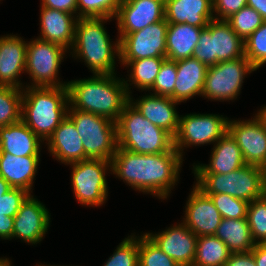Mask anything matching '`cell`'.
<instances>
[{
  "label": "cell",
  "mask_w": 266,
  "mask_h": 266,
  "mask_svg": "<svg viewBox=\"0 0 266 266\" xmlns=\"http://www.w3.org/2000/svg\"><path fill=\"white\" fill-rule=\"evenodd\" d=\"M183 161L177 151L146 155L117 147L111 173L135 191L165 200L179 183Z\"/></svg>",
  "instance_id": "cell-1"
},
{
  "label": "cell",
  "mask_w": 266,
  "mask_h": 266,
  "mask_svg": "<svg viewBox=\"0 0 266 266\" xmlns=\"http://www.w3.org/2000/svg\"><path fill=\"white\" fill-rule=\"evenodd\" d=\"M68 109L97 114L117 122L129 102L124 78L116 74H93L67 83Z\"/></svg>",
  "instance_id": "cell-2"
},
{
  "label": "cell",
  "mask_w": 266,
  "mask_h": 266,
  "mask_svg": "<svg viewBox=\"0 0 266 266\" xmlns=\"http://www.w3.org/2000/svg\"><path fill=\"white\" fill-rule=\"evenodd\" d=\"M114 18H78L70 55L85 62L92 74H116L120 57L119 38L111 41L104 24ZM113 42V43H112ZM117 57V58H116Z\"/></svg>",
  "instance_id": "cell-3"
},
{
  "label": "cell",
  "mask_w": 266,
  "mask_h": 266,
  "mask_svg": "<svg viewBox=\"0 0 266 266\" xmlns=\"http://www.w3.org/2000/svg\"><path fill=\"white\" fill-rule=\"evenodd\" d=\"M22 121L44 142L67 116V87L23 89Z\"/></svg>",
  "instance_id": "cell-4"
},
{
  "label": "cell",
  "mask_w": 266,
  "mask_h": 266,
  "mask_svg": "<svg viewBox=\"0 0 266 266\" xmlns=\"http://www.w3.org/2000/svg\"><path fill=\"white\" fill-rule=\"evenodd\" d=\"M116 123L118 148L146 155L177 151L174 137L151 123L130 102L125 105Z\"/></svg>",
  "instance_id": "cell-5"
},
{
  "label": "cell",
  "mask_w": 266,
  "mask_h": 266,
  "mask_svg": "<svg viewBox=\"0 0 266 266\" xmlns=\"http://www.w3.org/2000/svg\"><path fill=\"white\" fill-rule=\"evenodd\" d=\"M194 183L205 194H227L251 202L266 193L262 167L248 165L227 174H194Z\"/></svg>",
  "instance_id": "cell-6"
},
{
  "label": "cell",
  "mask_w": 266,
  "mask_h": 266,
  "mask_svg": "<svg viewBox=\"0 0 266 266\" xmlns=\"http://www.w3.org/2000/svg\"><path fill=\"white\" fill-rule=\"evenodd\" d=\"M67 117L74 123L82 138L86 159L112 161L116 153L117 123L97 114L68 109Z\"/></svg>",
  "instance_id": "cell-7"
},
{
  "label": "cell",
  "mask_w": 266,
  "mask_h": 266,
  "mask_svg": "<svg viewBox=\"0 0 266 266\" xmlns=\"http://www.w3.org/2000/svg\"><path fill=\"white\" fill-rule=\"evenodd\" d=\"M245 56L244 40L226 20L213 19L203 28L193 57L207 67Z\"/></svg>",
  "instance_id": "cell-8"
},
{
  "label": "cell",
  "mask_w": 266,
  "mask_h": 266,
  "mask_svg": "<svg viewBox=\"0 0 266 266\" xmlns=\"http://www.w3.org/2000/svg\"><path fill=\"white\" fill-rule=\"evenodd\" d=\"M66 52L63 46L40 38L28 41L25 72L31 79L27 87H67L68 82L60 81L58 73Z\"/></svg>",
  "instance_id": "cell-9"
},
{
  "label": "cell",
  "mask_w": 266,
  "mask_h": 266,
  "mask_svg": "<svg viewBox=\"0 0 266 266\" xmlns=\"http://www.w3.org/2000/svg\"><path fill=\"white\" fill-rule=\"evenodd\" d=\"M74 197L81 205L98 207L108 199L106 174L112 164L104 159H86L69 164Z\"/></svg>",
  "instance_id": "cell-10"
},
{
  "label": "cell",
  "mask_w": 266,
  "mask_h": 266,
  "mask_svg": "<svg viewBox=\"0 0 266 266\" xmlns=\"http://www.w3.org/2000/svg\"><path fill=\"white\" fill-rule=\"evenodd\" d=\"M254 71L256 69L245 56L209 66L201 96L211 101L236 100L240 95L243 80Z\"/></svg>",
  "instance_id": "cell-11"
},
{
  "label": "cell",
  "mask_w": 266,
  "mask_h": 266,
  "mask_svg": "<svg viewBox=\"0 0 266 266\" xmlns=\"http://www.w3.org/2000/svg\"><path fill=\"white\" fill-rule=\"evenodd\" d=\"M228 121L229 118L219 114L180 115L178 130L174 136L175 149L183 157L185 148L215 144L228 132Z\"/></svg>",
  "instance_id": "cell-12"
},
{
  "label": "cell",
  "mask_w": 266,
  "mask_h": 266,
  "mask_svg": "<svg viewBox=\"0 0 266 266\" xmlns=\"http://www.w3.org/2000/svg\"><path fill=\"white\" fill-rule=\"evenodd\" d=\"M165 19L142 30L126 34L120 40L119 60H137L149 57H166Z\"/></svg>",
  "instance_id": "cell-13"
},
{
  "label": "cell",
  "mask_w": 266,
  "mask_h": 266,
  "mask_svg": "<svg viewBox=\"0 0 266 266\" xmlns=\"http://www.w3.org/2000/svg\"><path fill=\"white\" fill-rule=\"evenodd\" d=\"M115 18L120 40L165 19V0H122Z\"/></svg>",
  "instance_id": "cell-14"
},
{
  "label": "cell",
  "mask_w": 266,
  "mask_h": 266,
  "mask_svg": "<svg viewBox=\"0 0 266 266\" xmlns=\"http://www.w3.org/2000/svg\"><path fill=\"white\" fill-rule=\"evenodd\" d=\"M50 213L34 195H29L14 216L12 239L38 244L50 227Z\"/></svg>",
  "instance_id": "cell-15"
},
{
  "label": "cell",
  "mask_w": 266,
  "mask_h": 266,
  "mask_svg": "<svg viewBox=\"0 0 266 266\" xmlns=\"http://www.w3.org/2000/svg\"><path fill=\"white\" fill-rule=\"evenodd\" d=\"M228 132L241 149L248 165H266V131L256 116L248 120L228 121Z\"/></svg>",
  "instance_id": "cell-16"
},
{
  "label": "cell",
  "mask_w": 266,
  "mask_h": 266,
  "mask_svg": "<svg viewBox=\"0 0 266 266\" xmlns=\"http://www.w3.org/2000/svg\"><path fill=\"white\" fill-rule=\"evenodd\" d=\"M157 246L180 266H192L198 236L183 222L158 233H145Z\"/></svg>",
  "instance_id": "cell-17"
},
{
  "label": "cell",
  "mask_w": 266,
  "mask_h": 266,
  "mask_svg": "<svg viewBox=\"0 0 266 266\" xmlns=\"http://www.w3.org/2000/svg\"><path fill=\"white\" fill-rule=\"evenodd\" d=\"M187 200L181 221L198 237L215 235L222 216L211 198L193 185Z\"/></svg>",
  "instance_id": "cell-18"
},
{
  "label": "cell",
  "mask_w": 266,
  "mask_h": 266,
  "mask_svg": "<svg viewBox=\"0 0 266 266\" xmlns=\"http://www.w3.org/2000/svg\"><path fill=\"white\" fill-rule=\"evenodd\" d=\"M12 34L0 37V85L23 89L20 76L25 73L28 41Z\"/></svg>",
  "instance_id": "cell-19"
},
{
  "label": "cell",
  "mask_w": 266,
  "mask_h": 266,
  "mask_svg": "<svg viewBox=\"0 0 266 266\" xmlns=\"http://www.w3.org/2000/svg\"><path fill=\"white\" fill-rule=\"evenodd\" d=\"M129 96V102L151 123L166 130L173 137L176 135L180 115L176 105L180 104L169 96L145 94L137 100Z\"/></svg>",
  "instance_id": "cell-20"
},
{
  "label": "cell",
  "mask_w": 266,
  "mask_h": 266,
  "mask_svg": "<svg viewBox=\"0 0 266 266\" xmlns=\"http://www.w3.org/2000/svg\"><path fill=\"white\" fill-rule=\"evenodd\" d=\"M48 152L58 162L69 165L85 160L82 138L74 123L66 116L45 142Z\"/></svg>",
  "instance_id": "cell-21"
},
{
  "label": "cell",
  "mask_w": 266,
  "mask_h": 266,
  "mask_svg": "<svg viewBox=\"0 0 266 266\" xmlns=\"http://www.w3.org/2000/svg\"><path fill=\"white\" fill-rule=\"evenodd\" d=\"M209 164L193 165L194 174H227L246 165L241 149L229 132L214 145Z\"/></svg>",
  "instance_id": "cell-22"
},
{
  "label": "cell",
  "mask_w": 266,
  "mask_h": 266,
  "mask_svg": "<svg viewBox=\"0 0 266 266\" xmlns=\"http://www.w3.org/2000/svg\"><path fill=\"white\" fill-rule=\"evenodd\" d=\"M40 34L38 38L57 43L68 51L72 48L78 17L61 10L40 8Z\"/></svg>",
  "instance_id": "cell-23"
},
{
  "label": "cell",
  "mask_w": 266,
  "mask_h": 266,
  "mask_svg": "<svg viewBox=\"0 0 266 266\" xmlns=\"http://www.w3.org/2000/svg\"><path fill=\"white\" fill-rule=\"evenodd\" d=\"M214 19L212 0H165L168 24H189L206 28Z\"/></svg>",
  "instance_id": "cell-24"
},
{
  "label": "cell",
  "mask_w": 266,
  "mask_h": 266,
  "mask_svg": "<svg viewBox=\"0 0 266 266\" xmlns=\"http://www.w3.org/2000/svg\"><path fill=\"white\" fill-rule=\"evenodd\" d=\"M43 141L22 121L0 127V153L41 156Z\"/></svg>",
  "instance_id": "cell-25"
},
{
  "label": "cell",
  "mask_w": 266,
  "mask_h": 266,
  "mask_svg": "<svg viewBox=\"0 0 266 266\" xmlns=\"http://www.w3.org/2000/svg\"><path fill=\"white\" fill-rule=\"evenodd\" d=\"M207 68L194 57L176 61L177 79L170 98L181 103L196 95L201 96Z\"/></svg>",
  "instance_id": "cell-26"
},
{
  "label": "cell",
  "mask_w": 266,
  "mask_h": 266,
  "mask_svg": "<svg viewBox=\"0 0 266 266\" xmlns=\"http://www.w3.org/2000/svg\"><path fill=\"white\" fill-rule=\"evenodd\" d=\"M39 163L40 156L16 157L10 153H0V176L12 188L32 193Z\"/></svg>",
  "instance_id": "cell-27"
},
{
  "label": "cell",
  "mask_w": 266,
  "mask_h": 266,
  "mask_svg": "<svg viewBox=\"0 0 266 266\" xmlns=\"http://www.w3.org/2000/svg\"><path fill=\"white\" fill-rule=\"evenodd\" d=\"M203 28L189 24H168L166 32V58L178 61L193 57Z\"/></svg>",
  "instance_id": "cell-28"
},
{
  "label": "cell",
  "mask_w": 266,
  "mask_h": 266,
  "mask_svg": "<svg viewBox=\"0 0 266 266\" xmlns=\"http://www.w3.org/2000/svg\"><path fill=\"white\" fill-rule=\"evenodd\" d=\"M215 236L226 244L231 253L251 251L256 244L246 218H222Z\"/></svg>",
  "instance_id": "cell-29"
},
{
  "label": "cell",
  "mask_w": 266,
  "mask_h": 266,
  "mask_svg": "<svg viewBox=\"0 0 266 266\" xmlns=\"http://www.w3.org/2000/svg\"><path fill=\"white\" fill-rule=\"evenodd\" d=\"M166 57H149L137 60H117L122 66L130 67L128 79H124V83L129 96L132 90L130 86H135L141 91H148L154 84L160 67ZM129 82V83H128Z\"/></svg>",
  "instance_id": "cell-30"
},
{
  "label": "cell",
  "mask_w": 266,
  "mask_h": 266,
  "mask_svg": "<svg viewBox=\"0 0 266 266\" xmlns=\"http://www.w3.org/2000/svg\"><path fill=\"white\" fill-rule=\"evenodd\" d=\"M230 255L226 244L215 235L201 236L192 266H224Z\"/></svg>",
  "instance_id": "cell-31"
},
{
  "label": "cell",
  "mask_w": 266,
  "mask_h": 266,
  "mask_svg": "<svg viewBox=\"0 0 266 266\" xmlns=\"http://www.w3.org/2000/svg\"><path fill=\"white\" fill-rule=\"evenodd\" d=\"M23 90L0 85V127L22 120Z\"/></svg>",
  "instance_id": "cell-32"
},
{
  "label": "cell",
  "mask_w": 266,
  "mask_h": 266,
  "mask_svg": "<svg viewBox=\"0 0 266 266\" xmlns=\"http://www.w3.org/2000/svg\"><path fill=\"white\" fill-rule=\"evenodd\" d=\"M246 219L254 242L266 244V193L248 204Z\"/></svg>",
  "instance_id": "cell-33"
},
{
  "label": "cell",
  "mask_w": 266,
  "mask_h": 266,
  "mask_svg": "<svg viewBox=\"0 0 266 266\" xmlns=\"http://www.w3.org/2000/svg\"><path fill=\"white\" fill-rule=\"evenodd\" d=\"M226 21L244 41L265 22L259 12L248 6L232 14Z\"/></svg>",
  "instance_id": "cell-34"
},
{
  "label": "cell",
  "mask_w": 266,
  "mask_h": 266,
  "mask_svg": "<svg viewBox=\"0 0 266 266\" xmlns=\"http://www.w3.org/2000/svg\"><path fill=\"white\" fill-rule=\"evenodd\" d=\"M138 266H180L145 233L139 236Z\"/></svg>",
  "instance_id": "cell-35"
},
{
  "label": "cell",
  "mask_w": 266,
  "mask_h": 266,
  "mask_svg": "<svg viewBox=\"0 0 266 266\" xmlns=\"http://www.w3.org/2000/svg\"><path fill=\"white\" fill-rule=\"evenodd\" d=\"M139 236L134 233L122 240L103 266H138Z\"/></svg>",
  "instance_id": "cell-36"
},
{
  "label": "cell",
  "mask_w": 266,
  "mask_h": 266,
  "mask_svg": "<svg viewBox=\"0 0 266 266\" xmlns=\"http://www.w3.org/2000/svg\"><path fill=\"white\" fill-rule=\"evenodd\" d=\"M121 1L122 0H77V17L115 18Z\"/></svg>",
  "instance_id": "cell-37"
},
{
  "label": "cell",
  "mask_w": 266,
  "mask_h": 266,
  "mask_svg": "<svg viewBox=\"0 0 266 266\" xmlns=\"http://www.w3.org/2000/svg\"><path fill=\"white\" fill-rule=\"evenodd\" d=\"M245 57L258 70L266 64V21L245 41Z\"/></svg>",
  "instance_id": "cell-38"
},
{
  "label": "cell",
  "mask_w": 266,
  "mask_h": 266,
  "mask_svg": "<svg viewBox=\"0 0 266 266\" xmlns=\"http://www.w3.org/2000/svg\"><path fill=\"white\" fill-rule=\"evenodd\" d=\"M213 201L222 218H246L249 202L227 194H206Z\"/></svg>",
  "instance_id": "cell-39"
},
{
  "label": "cell",
  "mask_w": 266,
  "mask_h": 266,
  "mask_svg": "<svg viewBox=\"0 0 266 266\" xmlns=\"http://www.w3.org/2000/svg\"><path fill=\"white\" fill-rule=\"evenodd\" d=\"M177 79L176 61L165 59L156 76L153 86L148 90L151 94L171 96Z\"/></svg>",
  "instance_id": "cell-40"
},
{
  "label": "cell",
  "mask_w": 266,
  "mask_h": 266,
  "mask_svg": "<svg viewBox=\"0 0 266 266\" xmlns=\"http://www.w3.org/2000/svg\"><path fill=\"white\" fill-rule=\"evenodd\" d=\"M30 194L24 189L12 188L0 197V213H6V216L14 217Z\"/></svg>",
  "instance_id": "cell-41"
},
{
  "label": "cell",
  "mask_w": 266,
  "mask_h": 266,
  "mask_svg": "<svg viewBox=\"0 0 266 266\" xmlns=\"http://www.w3.org/2000/svg\"><path fill=\"white\" fill-rule=\"evenodd\" d=\"M212 2L214 19L216 20H226L247 6V0H212Z\"/></svg>",
  "instance_id": "cell-42"
},
{
  "label": "cell",
  "mask_w": 266,
  "mask_h": 266,
  "mask_svg": "<svg viewBox=\"0 0 266 266\" xmlns=\"http://www.w3.org/2000/svg\"><path fill=\"white\" fill-rule=\"evenodd\" d=\"M40 6L61 10L77 16V0H41Z\"/></svg>",
  "instance_id": "cell-43"
},
{
  "label": "cell",
  "mask_w": 266,
  "mask_h": 266,
  "mask_svg": "<svg viewBox=\"0 0 266 266\" xmlns=\"http://www.w3.org/2000/svg\"><path fill=\"white\" fill-rule=\"evenodd\" d=\"M224 266H256L254 256L251 251L231 253Z\"/></svg>",
  "instance_id": "cell-44"
},
{
  "label": "cell",
  "mask_w": 266,
  "mask_h": 266,
  "mask_svg": "<svg viewBox=\"0 0 266 266\" xmlns=\"http://www.w3.org/2000/svg\"><path fill=\"white\" fill-rule=\"evenodd\" d=\"M14 217L0 213V239L11 240L13 234Z\"/></svg>",
  "instance_id": "cell-45"
},
{
  "label": "cell",
  "mask_w": 266,
  "mask_h": 266,
  "mask_svg": "<svg viewBox=\"0 0 266 266\" xmlns=\"http://www.w3.org/2000/svg\"><path fill=\"white\" fill-rule=\"evenodd\" d=\"M256 266H266V244H255L251 250Z\"/></svg>",
  "instance_id": "cell-46"
},
{
  "label": "cell",
  "mask_w": 266,
  "mask_h": 266,
  "mask_svg": "<svg viewBox=\"0 0 266 266\" xmlns=\"http://www.w3.org/2000/svg\"><path fill=\"white\" fill-rule=\"evenodd\" d=\"M247 6L259 12L266 21V0H247Z\"/></svg>",
  "instance_id": "cell-47"
},
{
  "label": "cell",
  "mask_w": 266,
  "mask_h": 266,
  "mask_svg": "<svg viewBox=\"0 0 266 266\" xmlns=\"http://www.w3.org/2000/svg\"><path fill=\"white\" fill-rule=\"evenodd\" d=\"M255 116L261 122V124L263 125V127L266 131V105L264 107L260 108V110H258V112L255 114Z\"/></svg>",
  "instance_id": "cell-48"
},
{
  "label": "cell",
  "mask_w": 266,
  "mask_h": 266,
  "mask_svg": "<svg viewBox=\"0 0 266 266\" xmlns=\"http://www.w3.org/2000/svg\"><path fill=\"white\" fill-rule=\"evenodd\" d=\"M12 187L0 176V197L11 190Z\"/></svg>",
  "instance_id": "cell-49"
},
{
  "label": "cell",
  "mask_w": 266,
  "mask_h": 266,
  "mask_svg": "<svg viewBox=\"0 0 266 266\" xmlns=\"http://www.w3.org/2000/svg\"><path fill=\"white\" fill-rule=\"evenodd\" d=\"M11 260H9V258H0V266H11Z\"/></svg>",
  "instance_id": "cell-50"
},
{
  "label": "cell",
  "mask_w": 266,
  "mask_h": 266,
  "mask_svg": "<svg viewBox=\"0 0 266 266\" xmlns=\"http://www.w3.org/2000/svg\"><path fill=\"white\" fill-rule=\"evenodd\" d=\"M35 266H55V265H49V264H48V265H44V264L41 263V264H37V265H35ZM56 266H57V265H56ZM59 266H61V265H59ZM63 266H64V265H63Z\"/></svg>",
  "instance_id": "cell-51"
},
{
  "label": "cell",
  "mask_w": 266,
  "mask_h": 266,
  "mask_svg": "<svg viewBox=\"0 0 266 266\" xmlns=\"http://www.w3.org/2000/svg\"><path fill=\"white\" fill-rule=\"evenodd\" d=\"M264 170V177H265V182H266V165L263 167Z\"/></svg>",
  "instance_id": "cell-52"
}]
</instances>
